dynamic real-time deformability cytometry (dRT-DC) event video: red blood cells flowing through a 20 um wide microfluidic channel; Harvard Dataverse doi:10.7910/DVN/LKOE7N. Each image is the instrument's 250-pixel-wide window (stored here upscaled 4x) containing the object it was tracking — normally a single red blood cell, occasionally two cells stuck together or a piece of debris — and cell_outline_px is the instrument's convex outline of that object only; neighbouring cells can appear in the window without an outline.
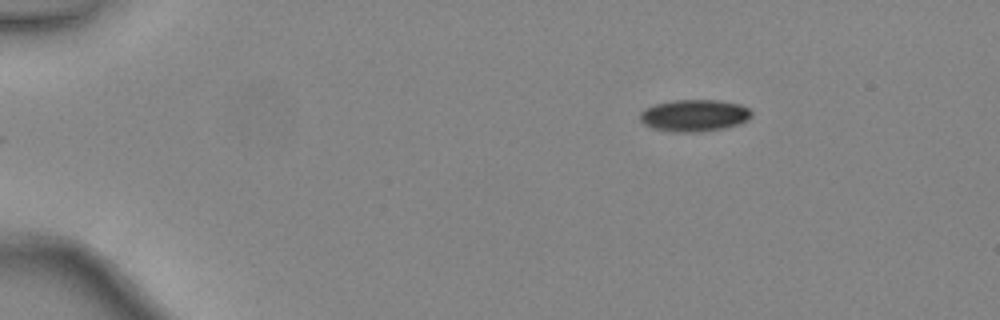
{"species": "common noctule bat (a hibernating species)", "species_latin": "Nyctalus noctula", "temperature_condition": "warm", "stored_images_in_passage": 40, "camera_frame_rate_fps": 3000, "um_per_image_px": 0.085, "animal": {"sex": "female", "body_mass_g": 24.6, "forearm_length_mm": 56.2}, "frame": {"image": 1, "passage_image": 1, "time_ms": 0.0, "image_size_px": [1000, 320], "cell_outline_px": [[752, 116], [748, 120], [740, 124], [724, 128], [700, 132], [668, 132], [652, 128], [644, 124], [640, 120], [640, 112], [644, 108], [656, 104], [672, 100], [720, 100], [740, 104], [748, 108], [752, 112]], "centroid_in_image_um": [59.01, 9.82], "position_along_channel_um": 26.0, "area_um2": 21.04}}
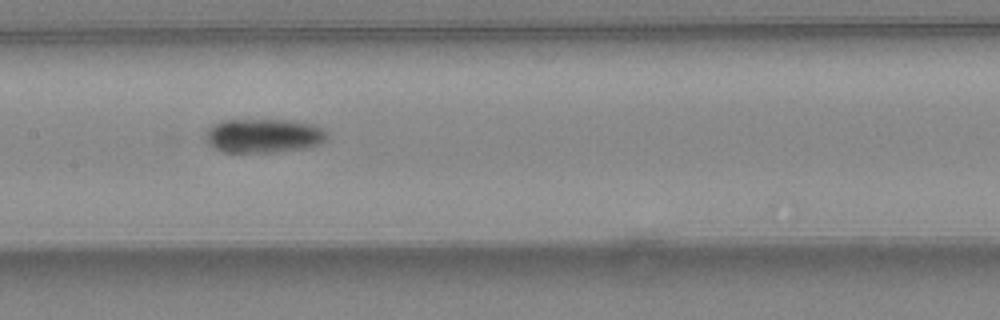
{"frame": {"image": 2, "passage_image": 18, "time_ms": 5.667, "image_size_px": [1000, 320], "cell_outline_px": [[328, 136], [320, 144], [304, 148], [272, 152], [220, 152], [212, 148], [204, 140], [204, 132], [212, 124], [220, 120], [292, 120], [316, 124], [328, 132]], "centroid_in_image_um": [22.36, 11.53], "position_along_channel_um": 185.0, "area_um2": 24.62}}
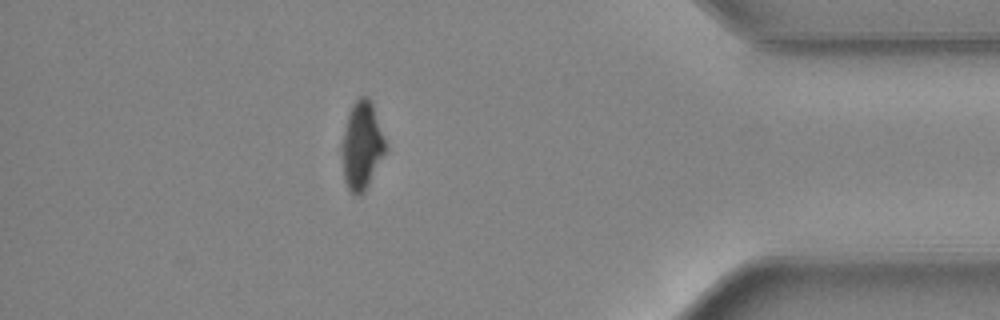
{"frame": {"image": 3, "passage_image": 35, "time_ms": 11.333, "image_size_px": [1000, 320], "cell_outline_px": [[388, 148], [364, 192], [360, 196], [356, 196], [348, 188], [344, 180], [340, 152], [340, 144], [348, 116], [352, 104], [360, 96], [368, 96], [372, 104]], "centroid_in_image_um": [30.73, 12.4], "position_along_channel_um": 404.5, "area_um2": 22.48}}